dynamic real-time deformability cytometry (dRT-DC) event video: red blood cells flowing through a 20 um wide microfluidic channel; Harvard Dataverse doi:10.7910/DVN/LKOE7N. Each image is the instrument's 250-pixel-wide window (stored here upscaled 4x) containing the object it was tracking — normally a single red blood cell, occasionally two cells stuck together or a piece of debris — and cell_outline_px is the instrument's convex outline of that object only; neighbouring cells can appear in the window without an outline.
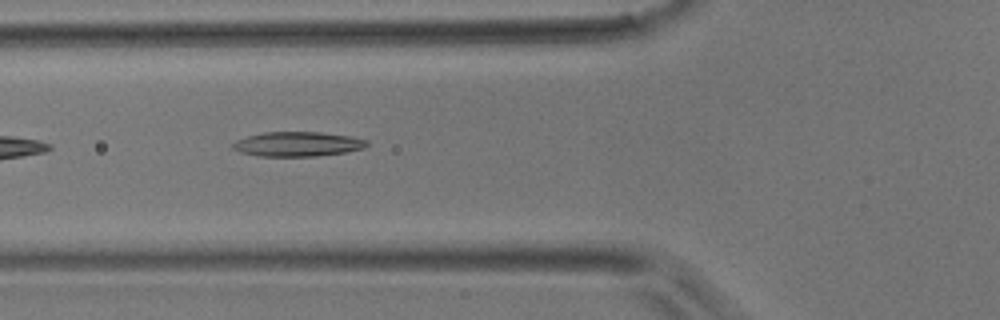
{"species": "common noctule bat (a hibernating species)", "species_latin": "Nyctalus noctula", "temperature_condition": "room temperature", "stored_images_in_passage": 6, "camera_frame_rate_fps": 3000, "um_per_image_px": 0.085, "animal": {"sex": "male", "body_mass_g": 17.9}, "frame": {"image": 1, "passage_image": 5, "time_ms": 1.333, "image_size_px": [1000, 320], "cell_outline_px": [[368, 144], [364, 148], [344, 152], [316, 156], [260, 156], [240, 152], [232, 148], [232, 144], [236, 140], [248, 136], [264, 132], [320, 132], [352, 136], [368, 140]], "centroid_in_image_um": [25.3, 12.24], "position_along_channel_um": 100.5, "area_um2": 19.19}}
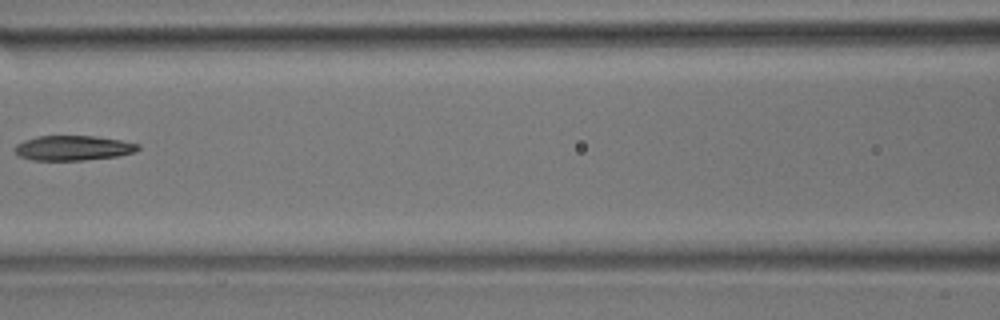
{"frame": {"image": 2, "passage_image": 6, "time_ms": 1.667, "image_size_px": [1000, 320], "cell_outline_px": [[140, 148], [136, 152], [120, 156], [84, 160], [32, 160], [20, 156], [12, 148], [16, 144], [24, 140], [36, 136], [96, 136], [120, 140], [140, 144]], "centroid_in_image_um": [6.23, 12.58], "position_along_channel_um": 160.4, "area_um2": 18.03}}